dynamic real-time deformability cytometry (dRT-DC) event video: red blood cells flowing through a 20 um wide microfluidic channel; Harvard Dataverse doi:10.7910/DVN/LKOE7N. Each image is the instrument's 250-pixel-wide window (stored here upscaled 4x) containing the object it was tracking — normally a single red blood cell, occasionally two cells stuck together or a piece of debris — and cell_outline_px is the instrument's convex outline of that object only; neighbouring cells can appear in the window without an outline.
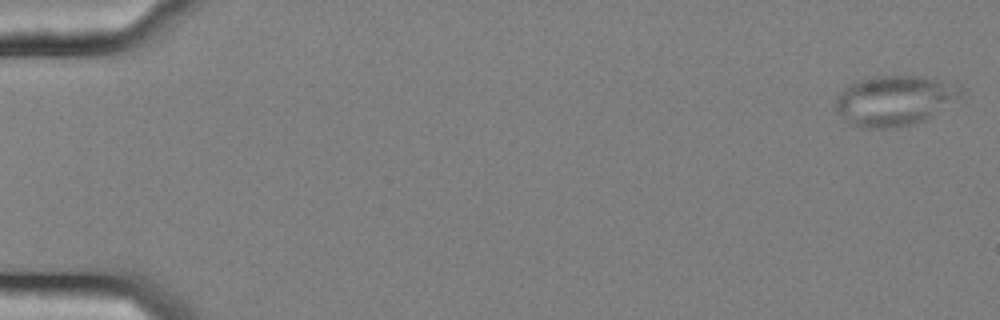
{"species": "common noctule bat (a hibernating species)", "species_latin": "Nyctalus noctula", "temperature_condition": "cold", "stored_images_in_passage": 56, "camera_frame_rate_fps": 3000, "um_per_image_px": 0.085, "animal": {"sex": "female", "body_mass_g": 25.1}, "frame": {"image": 1, "passage_image": 1, "time_ms": 0.0, "image_size_px": [1000, 320], "cell_outline_px": [[964, 96], [932, 116], [924, 120], [912, 124], [888, 128], [860, 128], [848, 124], [836, 112], [832, 104], [836, 96], [848, 84], [872, 76], [924, 76], [956, 80], [964, 88]], "centroid_in_image_um": [76.08, 8.52], "position_along_channel_um": 8.9, "area_um2": 37.92}}
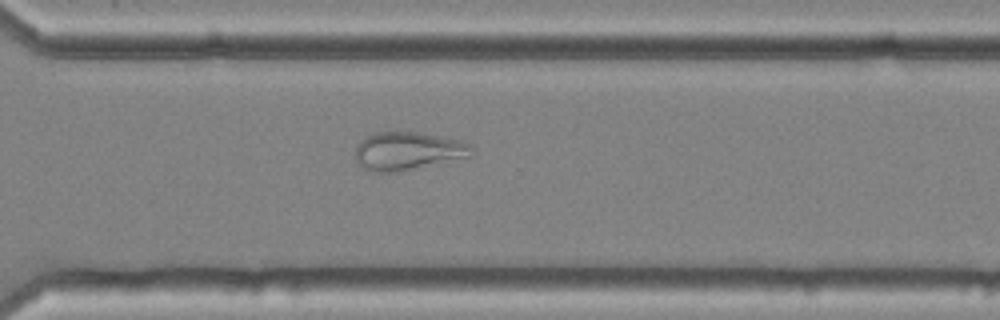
{"frame": {"image": 2, "passage_image": 41, "time_ms": 13.333, "image_size_px": [1000, 320], "cell_outline_px": [[472, 156], [396, 172], [372, 172], [364, 168], [356, 160], [356, 144], [360, 140], [372, 132], [416, 132], [440, 136], [460, 140], [472, 144]], "centroid_in_image_um": [34.65, 12.82], "position_along_channel_um": 335.9, "area_um2": 25.84}}
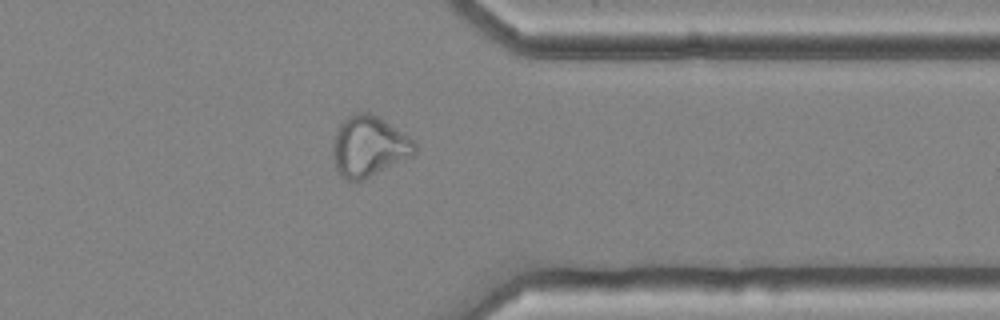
{"frame": {"image": 3, "passage_image": 45, "time_ms": 14.667, "image_size_px": [1000, 320], "cell_outline_px": [[416, 152], [412, 156], [360, 180], [348, 180], [340, 176], [336, 168], [332, 152], [332, 148], [336, 128], [348, 116], [356, 112], [368, 112], [380, 116], [408, 136], [416, 144]], "centroid_in_image_um": [31.33, 12.4], "position_along_channel_um": 380.1, "area_um2": 28.73}}